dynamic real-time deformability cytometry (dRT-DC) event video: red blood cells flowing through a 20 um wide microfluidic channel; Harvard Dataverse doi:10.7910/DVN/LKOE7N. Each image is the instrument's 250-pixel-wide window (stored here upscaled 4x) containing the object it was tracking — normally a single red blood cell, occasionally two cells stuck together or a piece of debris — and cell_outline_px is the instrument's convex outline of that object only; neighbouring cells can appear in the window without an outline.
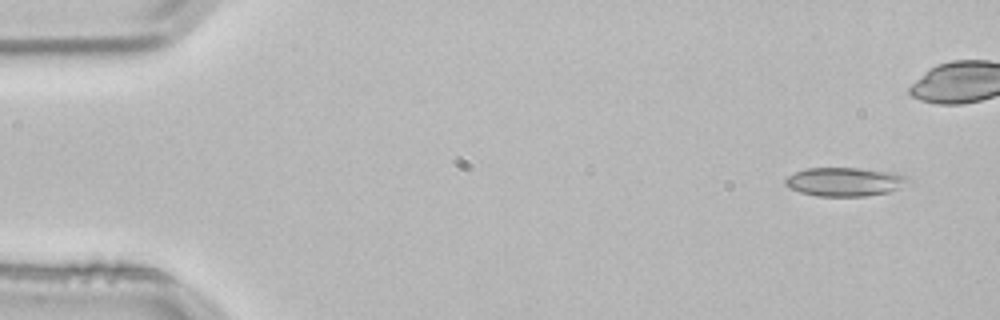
{"species": "common noctule bat (a hibernating species)", "species_latin": "Nyctalus noctula", "temperature_condition": "room temperature", "stored_images_in_passage": 3, "camera_frame_rate_fps": 3000, "um_per_image_px": 0.085, "animal": {"sex": "male", "body_mass_g": 21.5, "forearm_length_mm": 52.0}, "frame": {"image": 1, "passage_image": 1, "time_ms": 0.0, "image_size_px": [1000, 320], "cell_outline_px": [[912, 180], [900, 188], [888, 192], [864, 196], [820, 196], [800, 192], [784, 184], [784, 180], [788, 176], [796, 172], [808, 168], [856, 168], [884, 172], [908, 176]], "centroid_in_image_um": [71.8, 15.46], "position_along_channel_um": 13.2, "area_um2": 20.23}}